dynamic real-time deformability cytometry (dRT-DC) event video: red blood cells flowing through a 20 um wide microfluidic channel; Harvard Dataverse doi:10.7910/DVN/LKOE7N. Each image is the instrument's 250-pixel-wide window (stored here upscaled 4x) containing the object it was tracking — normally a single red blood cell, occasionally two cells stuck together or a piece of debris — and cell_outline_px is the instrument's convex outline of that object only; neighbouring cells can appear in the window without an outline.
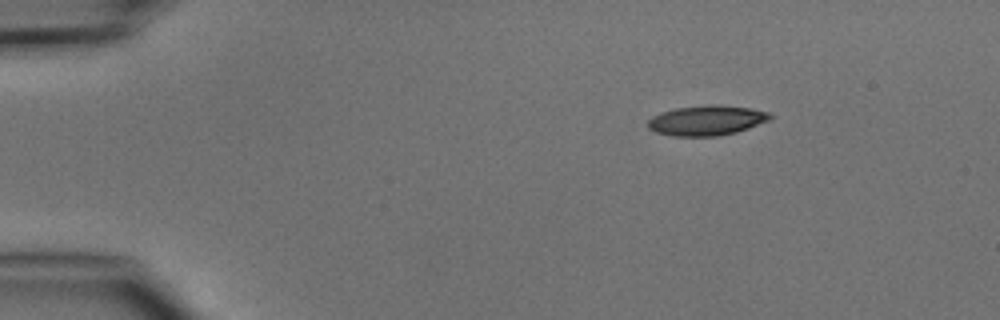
{"species": "common noctule bat (a hibernating species)", "species_latin": "Nyctalus noctula", "temperature_condition": "cold", "stored_images_in_passage": 3, "camera_frame_rate_fps": 3000, "um_per_image_px": 0.085, "animal": {"sex": "male", "body_mass_g": 15.6}, "frame": {"image": 1, "passage_image": 1, "time_ms": 0.0, "image_size_px": [1000, 320], "cell_outline_px": [[772, 116], [768, 120], [748, 128], [736, 132], [720, 136], [672, 136], [656, 132], [648, 128], [648, 120], [652, 116], [660, 112], [676, 108], [704, 104], [720, 104], [752, 108], [768, 112]], "centroid_in_image_um": [60.04, 10.22], "position_along_channel_um": 25.0, "area_um2": 21.56}}
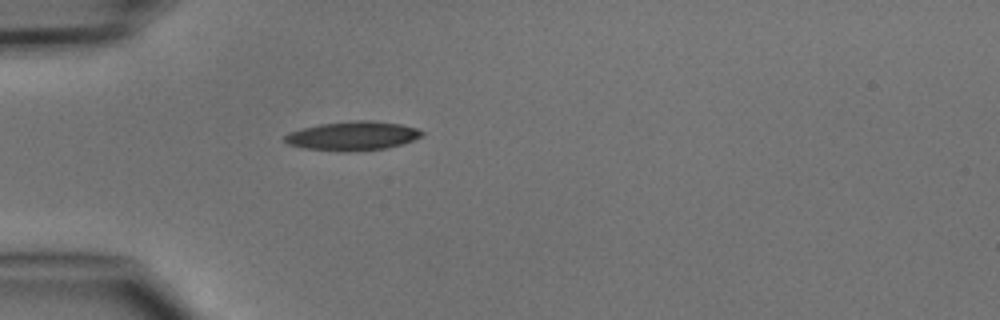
{"frame": {"image": 2, "passage_image": 3, "time_ms": 2.333, "image_size_px": [1000, 320], "cell_outline_px": [[424, 136], [388, 148], [348, 152], [336, 152], [304, 148], [288, 144], [284, 140], [284, 136], [288, 132], [320, 124], [356, 120], [368, 120], [400, 124], [416, 128], [424, 132]], "centroid_in_image_um": [29.97, 11.56], "position_along_channel_um": 55.0, "area_um2": 23.24}}